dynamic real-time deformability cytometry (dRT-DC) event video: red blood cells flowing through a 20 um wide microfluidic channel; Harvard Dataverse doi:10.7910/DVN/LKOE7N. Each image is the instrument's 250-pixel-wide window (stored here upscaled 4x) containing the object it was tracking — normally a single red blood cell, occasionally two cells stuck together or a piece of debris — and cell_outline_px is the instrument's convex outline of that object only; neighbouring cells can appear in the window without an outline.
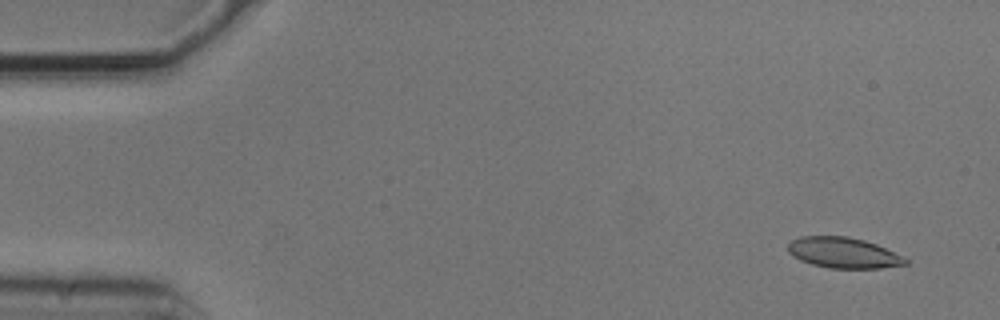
{"species": "common noctule bat (a hibernating species)", "species_latin": "Nyctalus noctula", "temperature_condition": "cold", "stored_images_in_passage": 55, "camera_frame_rate_fps": 3000, "um_per_image_px": 0.085, "animal": {"sex": "male", "body_mass_g": 20.5, "forearm_length_mm": 52.5}, "frame": {"image": 1, "passage_image": 4, "time_ms": 1.0, "image_size_px": [1000, 320], "cell_outline_px": [[908, 264], [880, 268], [828, 268], [812, 264], [800, 260], [792, 256], [788, 252], [788, 244], [792, 240], [800, 236], [848, 236], [864, 240], [876, 244], [908, 260]], "centroid_in_image_um": [71.64, 21.48], "position_along_channel_um": 13.4, "area_um2": 20.87}}
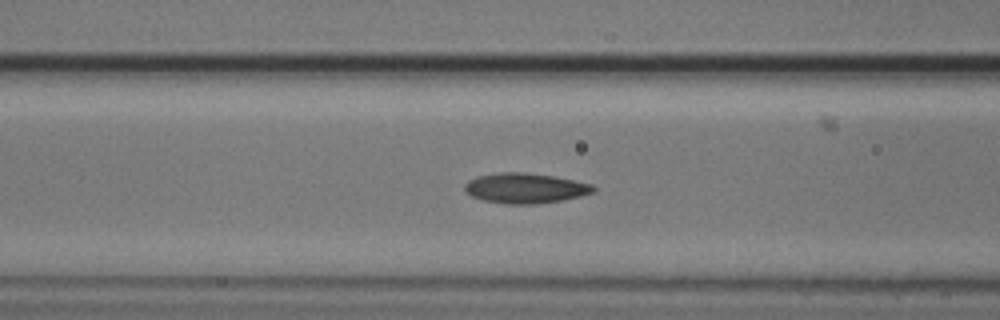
{"frame": {"image": 2, "passage_image": 22, "time_ms": 7.0, "image_size_px": [1000, 320], "cell_outline_px": [[596, 192], [580, 196], [560, 200], [532, 204], [508, 204], [484, 200], [472, 196], [464, 192], [464, 184], [468, 180], [476, 176], [496, 172], [524, 172], [552, 176], [592, 184], [596, 188]], "centroid_in_image_um": [44.6, 15.98], "position_along_channel_um": 122.0, "area_um2": 22.6}}
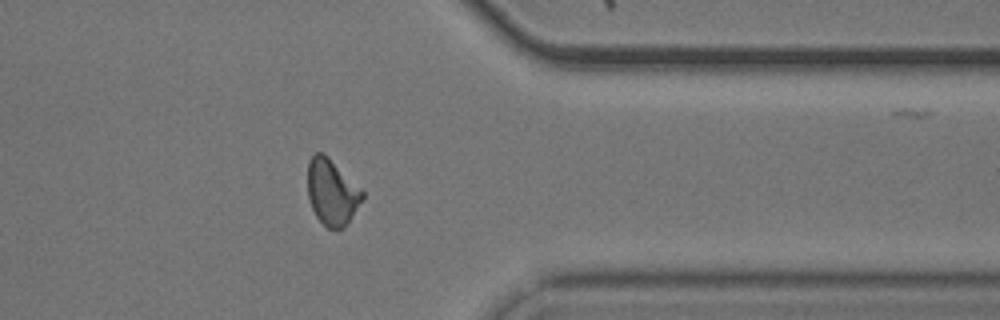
{"frame": {"image": 3, "passage_image": 44, "time_ms": 14.333, "image_size_px": [1000, 320], "cell_outline_px": [[364, 196], [344, 228], [328, 228], [316, 216], [312, 208], [308, 196], [308, 160], [312, 152], [324, 152], [364, 192]], "centroid_in_image_um": [28.18, 16.29], "position_along_channel_um": 383.2, "area_um2": 20.81}, "authors_computed_cell_mechanics": {"area_um2": 21.3282, "velocity_mm_per_s": 3.7076, "shape_relaxation_time_tau1_ms": 4.0361, "shape_relaxation_time_tau2_ms": 2.3851, "deformation_change_tau1": 0.1237, "deformation_change_tau2": 0.0727}}